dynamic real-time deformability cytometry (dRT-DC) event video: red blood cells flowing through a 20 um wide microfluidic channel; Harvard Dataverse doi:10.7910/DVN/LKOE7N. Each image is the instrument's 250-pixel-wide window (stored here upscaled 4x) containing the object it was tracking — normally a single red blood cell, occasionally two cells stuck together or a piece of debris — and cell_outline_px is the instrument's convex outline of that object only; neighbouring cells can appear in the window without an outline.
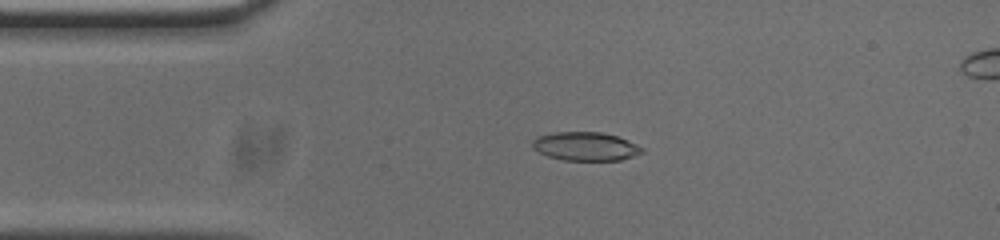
{"species": "common noctule bat (a hibernating species)", "species_latin": "Nyctalus noctula", "temperature_condition": "cold", "stored_images_in_passage": 54, "camera_frame_rate_fps": 3000, "um_per_image_px": 0.085, "animal": {"sex": "male", "body_mass_g": 20.0, "forearm_length_mm": 53.3}, "frame": {"image": 1, "passage_image": 11, "time_ms": 3.333, "image_size_px": [1000, 240], "cell_outline_px": [[644, 152], [620, 160], [564, 160], [548, 156], [532, 148], [532, 140], [536, 136], [552, 132], [600, 132], [616, 136], [628, 140], [644, 148]], "centroid_in_image_um": [49.74, 12.43], "position_along_channel_um": 35.3, "area_um2": 18.26}}
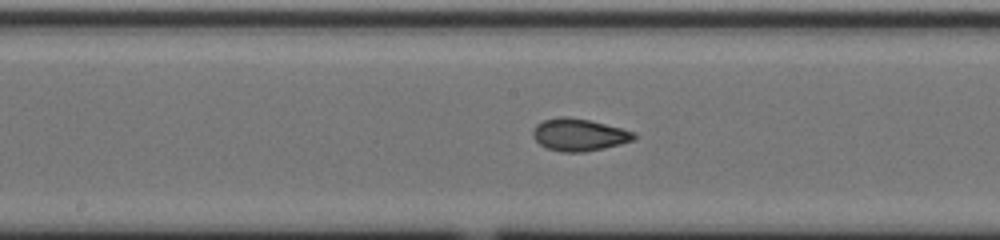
{"frame": {"image": 2, "passage_image": 26, "time_ms": 8.333, "image_size_px": [1000, 240], "cell_outline_px": [[636, 136], [632, 140], [620, 144], [604, 148], [584, 152], [560, 152], [548, 148], [540, 144], [532, 136], [532, 128], [536, 124], [544, 120], [560, 116], [568, 116], [588, 120], [636, 132]], "centroid_in_image_um": [49.18, 11.45], "position_along_channel_um": 199.0, "area_um2": 18.96}}
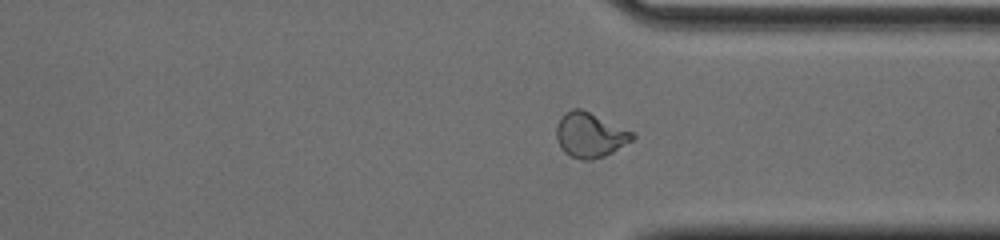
{"frame": {"image": 3, "passage_image": 39, "time_ms": 12.667, "image_size_px": [1000, 240], "cell_outline_px": [[636, 136], [632, 140], [612, 152], [604, 156], [592, 160], [584, 160], [568, 156], [564, 152], [556, 136], [556, 124], [560, 116], [564, 112], [572, 108], [580, 108], [632, 132]], "centroid_in_image_um": [50.1, 11.47], "position_along_channel_um": 361.3, "area_um2": 19.65}, "authors_computed_cell_mechanics": {"area_um2": 18.7561, "velocity_mm_per_s": 3.7731, "shape_relaxation_time_tau1_ms": 9.391, "shape_relaxation_time_tau2_ms": 1.3759, "deformation_change_tau1": 0.2326, "deformation_change_tau2": 0.0601}}